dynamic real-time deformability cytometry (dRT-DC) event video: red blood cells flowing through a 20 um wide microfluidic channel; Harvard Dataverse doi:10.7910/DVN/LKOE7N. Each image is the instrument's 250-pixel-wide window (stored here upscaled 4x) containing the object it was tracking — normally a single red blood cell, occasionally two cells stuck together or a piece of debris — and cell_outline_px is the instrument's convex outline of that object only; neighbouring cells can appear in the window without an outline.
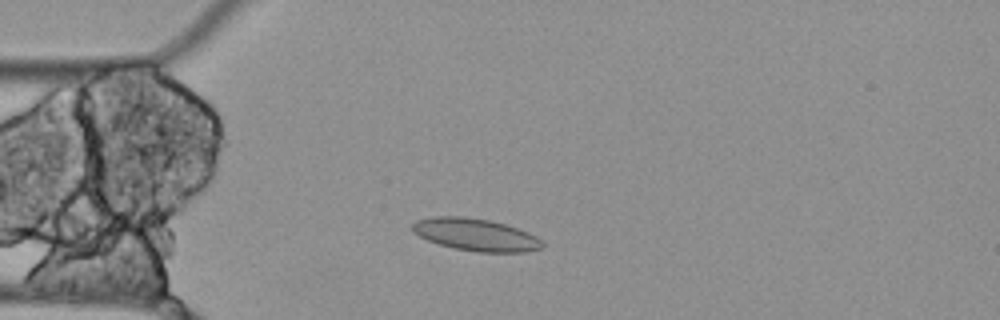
{"species": "Egyptian fruit bat (a non-hibernating species)", "species_latin": "Rousettus aegyptiacus", "temperature_condition": "cold", "stored_images_in_passage": 2, "camera_frame_rate_fps": 3000, "um_per_image_px": 0.085, "animal": {"sex": "female"}, "frame": {"image": 1, "passage_image": 2, "time_ms": 0.333, "image_size_px": [1000, 320], "cell_outline_px": [[544, 248], [528, 252], [476, 252], [456, 248], [440, 244], [428, 240], [412, 232], [412, 224], [416, 220], [432, 216], [464, 216], [488, 220], [504, 224], [528, 232], [536, 236], [544, 244]], "centroid_in_image_um": [40.44, 19.95], "position_along_channel_um": 44.6, "area_um2": 24.45}}